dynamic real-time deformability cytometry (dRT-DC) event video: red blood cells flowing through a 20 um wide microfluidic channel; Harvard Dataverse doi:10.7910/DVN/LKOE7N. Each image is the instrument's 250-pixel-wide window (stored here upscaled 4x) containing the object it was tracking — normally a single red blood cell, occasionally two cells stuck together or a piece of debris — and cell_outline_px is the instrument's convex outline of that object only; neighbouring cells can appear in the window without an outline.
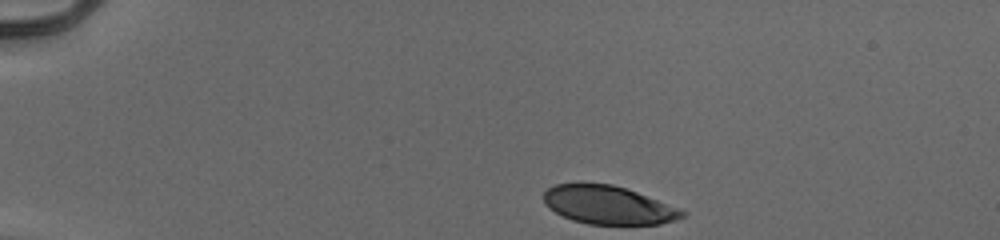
{"species": "human", "species_latin": "Homo sapiens", "temperature_condition": "cold", "stored_images_in_passage": 36, "camera_frame_rate_fps": 3000, "um_per_image_px": 0.085, "donor": {"sex": "male"}, "frame": {"image": 1, "passage_image": 1, "time_ms": 0.0, "image_size_px": [1000, 240], "cell_outline_px": [[688, 212], [684, 216], [676, 220], [660, 224], [588, 224], [572, 220], [548, 208], [544, 204], [544, 192], [548, 188], [556, 184], [612, 184], [636, 192]], "centroid_in_image_um": [51.69, 17.44], "position_along_channel_um": 33.3, "area_um2": 30.52}}
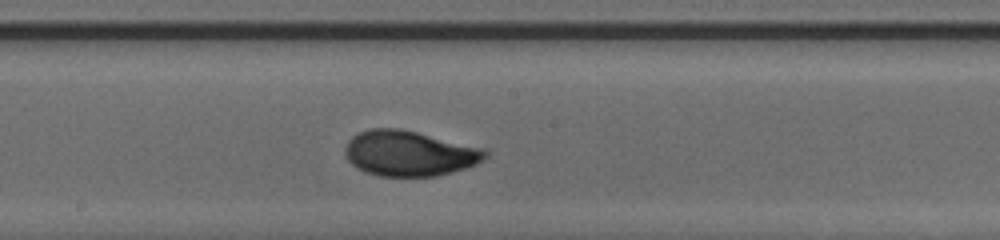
{"frame": {"image": 2, "passage_image": 21, "time_ms": 6.667, "image_size_px": [1000, 240], "cell_outline_px": [[488, 156], [476, 164], [464, 168], [436, 176], [376, 176], [364, 172], [356, 168], [344, 156], [344, 148], [348, 140], [352, 136], [368, 128], [400, 128], [484, 148], [488, 152]], "centroid_in_image_um": [34.74, 13.03], "position_along_channel_um": 213.5, "area_um2": 37.22}}
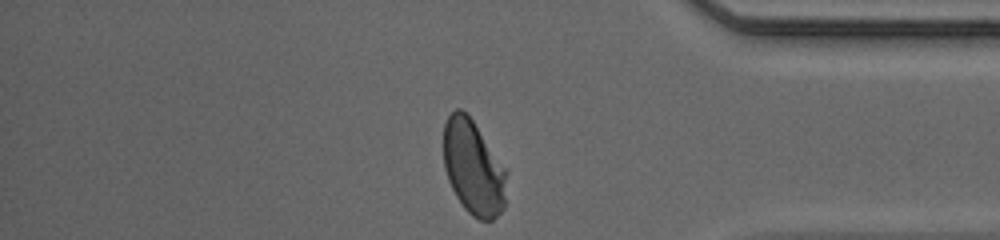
{"frame": {"image": 3, "passage_image": 36, "time_ms": 11.667, "image_size_px": [1000, 240], "cell_outline_px": [[508, 172], [504, 208], [492, 220], [480, 220], [472, 216], [464, 208], [456, 196], [448, 180], [444, 168], [444, 124], [448, 116], [456, 108], [460, 108], [472, 120]], "centroid_in_image_um": [40.24, 14.27], "position_along_channel_um": 395.0, "area_um2": 34.62}, "authors_computed_cell_mechanics": {"area_um2": 35.4314, "velocity_mm_per_s": 3.9268, "shape_relaxation_time_tau1_ms": 3.2121, "shape_relaxation_time_tau2_ms": null, "deformation_change_tau1": 0.1632, "deformation_change_tau2": null}}